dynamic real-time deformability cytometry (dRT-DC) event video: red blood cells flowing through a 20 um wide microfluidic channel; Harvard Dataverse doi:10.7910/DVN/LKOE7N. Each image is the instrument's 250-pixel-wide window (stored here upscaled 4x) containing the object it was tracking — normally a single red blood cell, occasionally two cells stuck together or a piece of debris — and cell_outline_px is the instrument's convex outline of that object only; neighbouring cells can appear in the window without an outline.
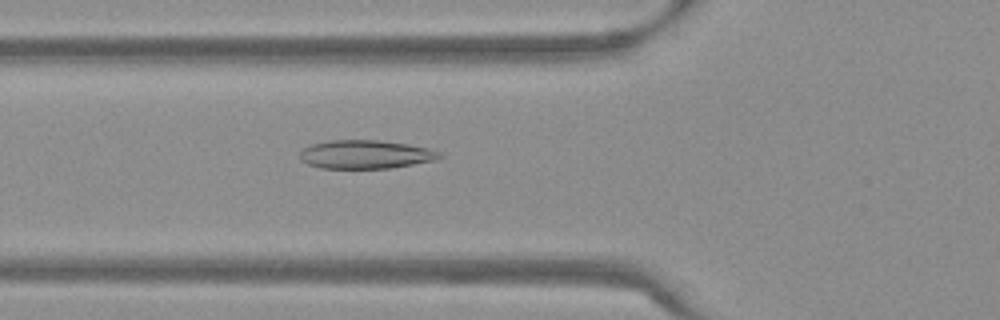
{"species": "Egyptian fruit bat (a non-hibernating species)", "species_latin": "Rousettus aegyptiacus", "temperature_condition": "warm", "stored_images_in_passage": 53, "camera_frame_rate_fps": 3000, "um_per_image_px": 0.085, "frame": {"image": 1, "passage_image": 19, "time_ms": 6.0, "image_size_px": [1000, 320], "cell_outline_px": [[444, 156], [436, 160], [392, 168], [320, 168], [308, 164], [300, 160], [300, 152], [304, 148], [312, 144], [328, 140], [380, 140], [408, 144], [428, 148], [440, 152]], "centroid_in_image_um": [31.09, 13.12], "position_along_channel_um": 94.7, "area_um2": 23.35}}
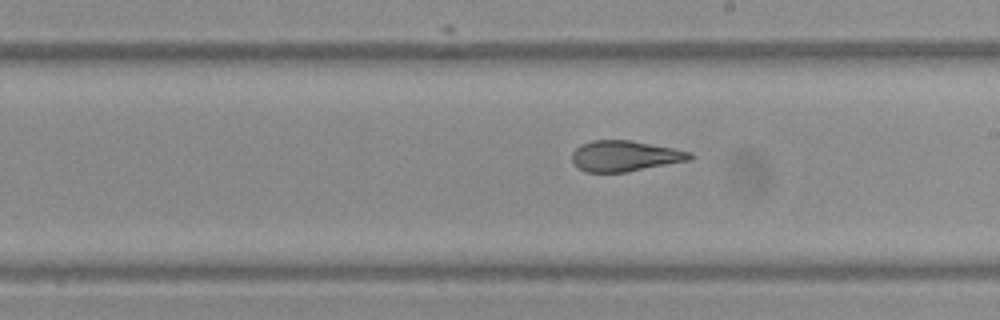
{"frame": {"image": 2, "passage_image": 30, "time_ms": 9.667, "image_size_px": [1000, 320], "cell_outline_px": [[692, 160], [628, 172], [584, 172], [572, 160], [572, 152], [580, 144], [592, 140], [632, 140], [692, 152]], "centroid_in_image_um": [53.13, 13.26], "position_along_channel_um": 235.9, "area_um2": 21.21}}
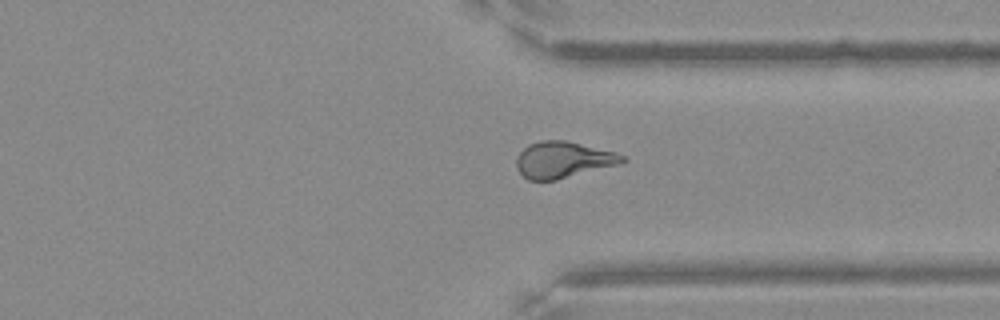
{"frame": {"image": 3, "passage_image": 40, "time_ms": 13.0, "image_size_px": [1000, 320], "cell_outline_px": [[628, 160], [620, 164], [556, 180], [528, 180], [516, 168], [516, 156], [528, 144], [540, 140], [564, 140], [616, 152], [624, 156]], "centroid_in_image_um": [47.86, 13.58], "position_along_channel_um": 363.5, "area_um2": 22.48}, "authors_computed_cell_mechanics": {"area_um2": 22.6576, "velocity_mm_per_s": 3.8309, "shape_relaxation_time_tau1_ms": null, "shape_relaxation_time_tau2_ms": 1.88, "deformation_change_tau1": null, "deformation_change_tau2": 0.0785}}